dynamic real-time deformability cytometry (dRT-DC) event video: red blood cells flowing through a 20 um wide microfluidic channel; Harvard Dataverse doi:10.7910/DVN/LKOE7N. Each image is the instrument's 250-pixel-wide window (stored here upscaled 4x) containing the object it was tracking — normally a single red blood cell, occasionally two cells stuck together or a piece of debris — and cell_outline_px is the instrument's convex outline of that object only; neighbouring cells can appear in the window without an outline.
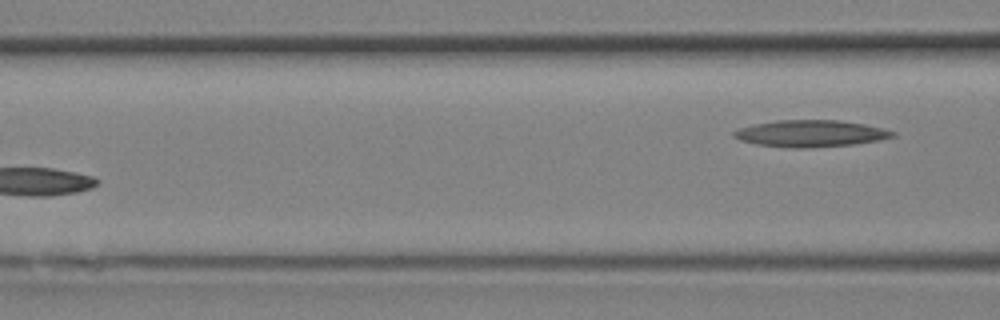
{"species": "Egyptian fruit bat (a non-hibernating species)", "species_latin": "Rousettus aegyptiacus", "temperature_condition": "room temperature", "stored_images_in_passage": 7, "segment_of_instrument_passage": [2, 2], "camera_frame_rate_fps": 3000, "um_per_image_px": 0.085, "animal": {"sex": "female"}, "frame": {"image": 1, "passage_image": 7, "time_ms": 2.0, "image_size_px": [1000, 320], "cell_outline_px": [[896, 136], [880, 140], [852, 144], [808, 148], [792, 148], [756, 144], [740, 140], [732, 136], [732, 132], [740, 128], [752, 124], [776, 120], [840, 120], [864, 124], [884, 128], [896, 132]], "centroid_in_image_um": [68.9, 11.34], "position_along_channel_um": 97.7, "area_um2": 24.85}}